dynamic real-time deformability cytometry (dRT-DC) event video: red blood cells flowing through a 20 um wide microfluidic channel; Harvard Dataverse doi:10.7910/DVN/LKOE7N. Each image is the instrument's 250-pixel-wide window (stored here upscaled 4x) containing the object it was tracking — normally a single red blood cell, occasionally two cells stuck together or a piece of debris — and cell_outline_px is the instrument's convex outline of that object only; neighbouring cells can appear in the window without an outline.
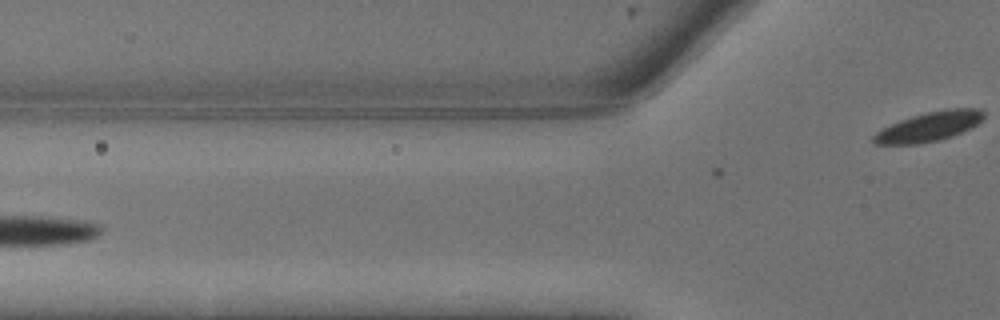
{"species": "common noctule bat (a hibernating species)", "species_latin": "Nyctalus noctula", "temperature_condition": "warm", "stored_images_in_passage": 3, "camera_frame_rate_fps": 3000, "um_per_image_px": 0.085, "animal": {"sex": "male", "body_mass_g": 13.3}, "frame": {"image": 1, "passage_image": 3, "time_ms": 0.667, "image_size_px": [1000, 320], "cell_outline_px": [[984, 120], [972, 128], [952, 136], [940, 140], [916, 144], [872, 144], [872, 136], [876, 132], [900, 120], [924, 112], [944, 108], [980, 108], [984, 112]], "centroid_in_image_um": [79.02, 10.75], "position_along_channel_um": 46.8, "area_um2": 19.19}}